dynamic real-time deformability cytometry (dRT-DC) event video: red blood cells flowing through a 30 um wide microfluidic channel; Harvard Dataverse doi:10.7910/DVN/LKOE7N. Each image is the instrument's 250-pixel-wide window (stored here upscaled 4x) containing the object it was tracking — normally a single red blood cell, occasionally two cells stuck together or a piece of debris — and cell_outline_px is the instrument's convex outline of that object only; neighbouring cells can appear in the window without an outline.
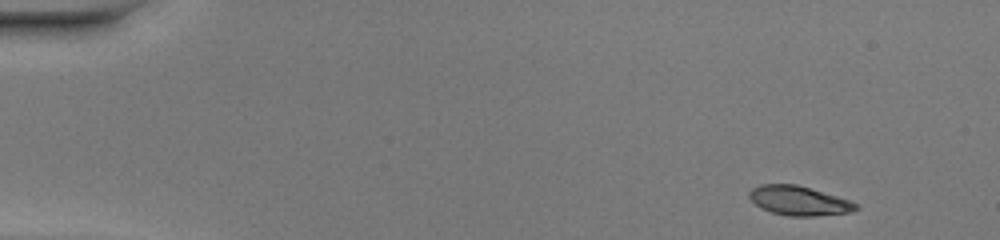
{"species": "common noctule bat (a hibernating species)", "species_latin": "Nyctalus noctula", "temperature_condition": "warm", "stored_images_in_passage": 47, "camera_frame_rate_fps": 3000, "um_per_image_px": 0.085, "animal": {"sex": "female", "body_mass_g": 20.0, "forearm_length_mm": 54.0}, "frame": {"image": 1, "passage_image": 1, "time_ms": 0.0, "image_size_px": [1000, 240], "cell_outline_px": [[860, 208], [852, 212], [816, 216], [788, 216], [772, 212], [760, 208], [748, 196], [748, 192], [752, 188], [760, 184], [796, 184], [852, 200], [860, 204]], "centroid_in_image_um": [67.96, 17.06], "position_along_channel_um": 17.0, "area_um2": 18.5}}
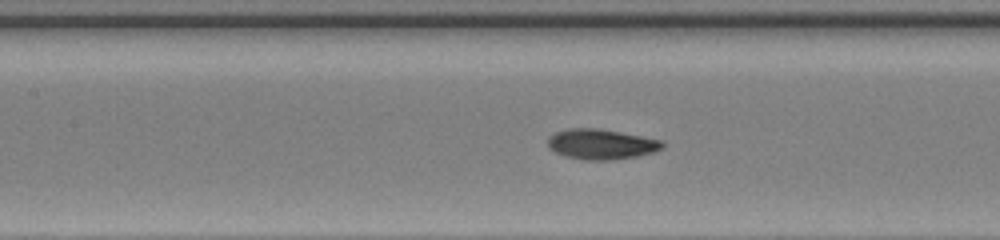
{"frame": {"image": 2, "passage_image": 20, "time_ms": 6.333, "image_size_px": [1000, 240], "cell_outline_px": [[664, 148], [656, 152], [636, 156], [612, 160], [584, 160], [564, 156], [548, 148], [548, 136], [556, 132], [568, 128], [596, 128], [620, 132], [664, 140]], "centroid_in_image_um": [51.12, 12.26], "position_along_channel_um": 156.3, "area_um2": 20.4}}
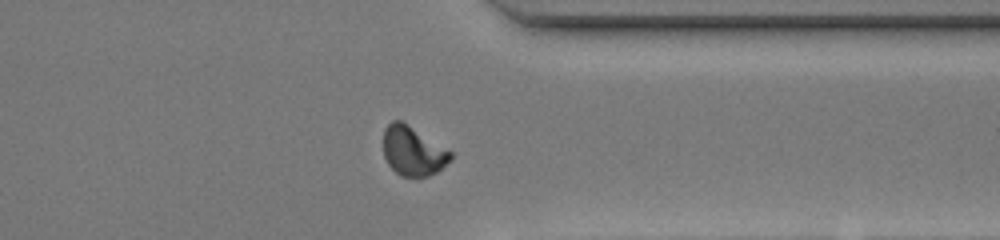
{"frame": {"image": 3, "passage_image": 36, "time_ms": 11.667, "image_size_px": [1000, 240], "cell_outline_px": [[452, 160], [436, 172], [428, 176], [400, 176], [388, 164], [384, 156], [384, 128], [392, 120], [400, 120], [452, 152]], "centroid_in_image_um": [35.09, 12.85], "position_along_channel_um": 376.3, "area_um2": 19.02}, "authors_computed_cell_mechanics": {"area_um2": 19.2474, "velocity_mm_per_s": 4.1765, "shape_relaxation_time_tau1_ms": 3.1572, "shape_relaxation_time_tau2_ms": 1.0955, "deformation_change_tau1": 0.187, "deformation_change_tau2": 0.062}}